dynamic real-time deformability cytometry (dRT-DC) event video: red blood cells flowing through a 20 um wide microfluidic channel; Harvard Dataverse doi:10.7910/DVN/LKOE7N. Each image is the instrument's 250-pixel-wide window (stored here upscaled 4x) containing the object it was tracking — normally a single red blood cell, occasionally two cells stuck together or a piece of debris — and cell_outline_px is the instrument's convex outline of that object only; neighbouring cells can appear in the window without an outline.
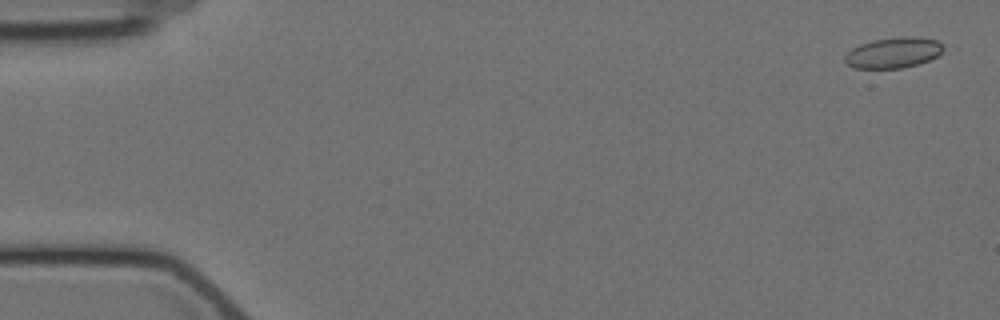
{"species": "Egyptian fruit bat (a non-hibernating species)", "species_latin": "Rousettus aegyptiacus", "temperature_condition": "cold", "stored_images_in_passage": 8, "camera_frame_rate_fps": 3000, "um_per_image_px": 0.085, "animal": {"sex": "female"}, "frame": {"image": 1, "passage_image": 1, "time_ms": 0.0, "image_size_px": [1000, 320], "cell_outline_px": [[944, 48], [936, 56], [920, 64], [900, 68], [852, 68], [844, 60], [844, 56], [852, 48], [860, 44], [872, 40], [900, 36], [920, 36], [936, 40], [944, 44]], "centroid_in_image_um": [75.94, 4.46], "position_along_channel_um": 9.1, "area_um2": 17.74}}
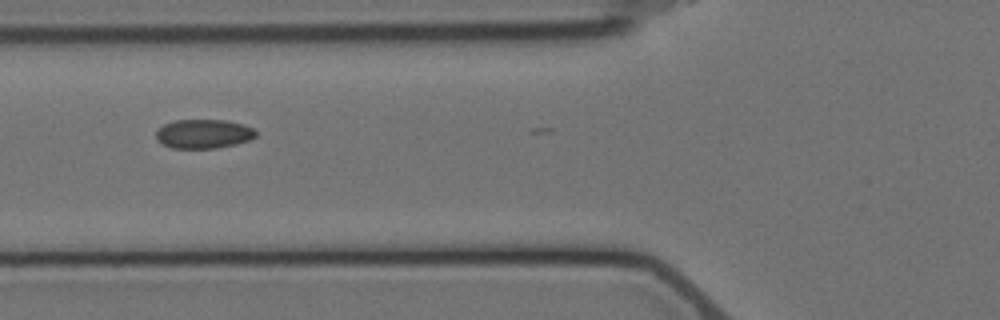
{"frame": {"image": 2, "passage_image": 6, "time_ms": 6.667, "image_size_px": [1000, 320], "cell_outline_px": [[256, 136], [248, 140], [236, 144], [216, 148], [172, 148], [160, 144], [156, 140], [156, 132], [164, 124], [176, 120], [228, 120], [244, 124], [252, 128], [256, 132]], "centroid_in_image_um": [17.29, 11.38], "position_along_channel_um": 108.5, "area_um2": 16.99}}
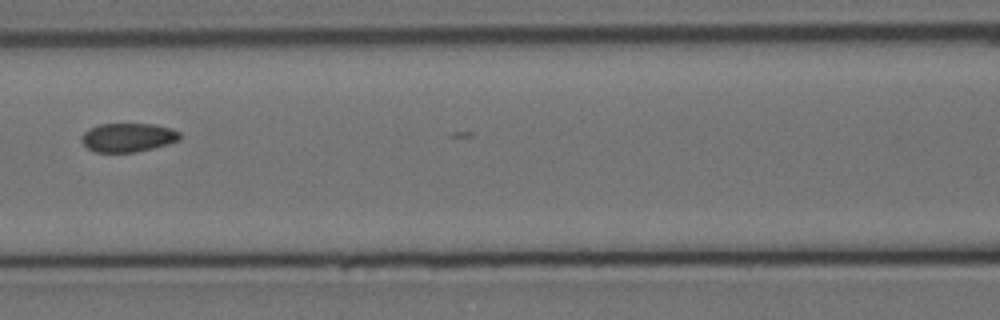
{"frame": {"image": 3, "passage_image": 7, "time_ms": 8.0, "image_size_px": [1000, 320], "cell_outline_px": [[180, 140], [168, 144], [136, 152], [96, 152], [88, 148], [80, 140], [80, 136], [84, 132], [100, 124], [152, 124], [172, 128], [180, 132]], "centroid_in_image_um": [10.89, 11.68], "position_along_channel_um": 155.7, "area_um2": 16.47}}